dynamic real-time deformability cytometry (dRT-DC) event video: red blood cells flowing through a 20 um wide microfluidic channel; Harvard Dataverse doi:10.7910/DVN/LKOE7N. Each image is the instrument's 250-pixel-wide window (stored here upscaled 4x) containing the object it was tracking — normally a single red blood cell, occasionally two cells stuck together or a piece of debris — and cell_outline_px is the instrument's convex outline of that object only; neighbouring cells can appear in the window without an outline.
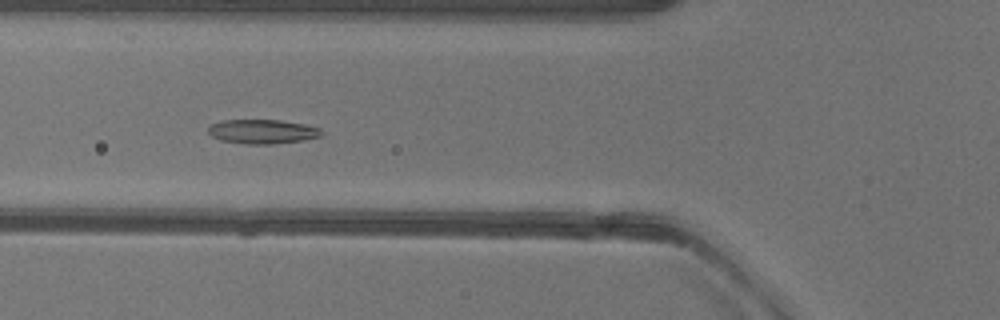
{"species": "common noctule bat (a hibernating species)", "species_latin": "Nyctalus noctula", "temperature_condition": "warm", "stored_images_in_passage": 9, "camera_frame_rate_fps": 3000, "um_per_image_px": 0.085, "animal": {"sex": "female"}, "frame": {"image": 1, "passage_image": 6, "time_ms": 1.667, "image_size_px": [1000, 320], "cell_outline_px": [[324, 132], [320, 136], [304, 140], [272, 144], [248, 144], [220, 140], [212, 136], [208, 132], [208, 128], [212, 124], [224, 120], [280, 120], [304, 124], [320, 128]], "centroid_in_image_um": [22.32, 11.18], "position_along_channel_um": 103.5, "area_um2": 15.95}}
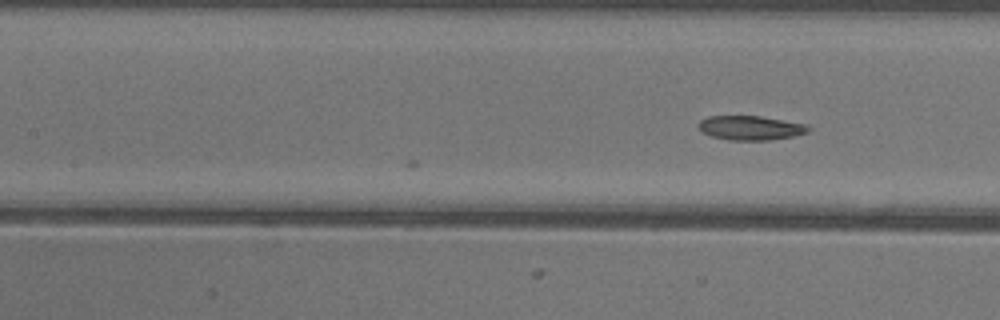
{"frame": {"image": 2, "passage_image": 9, "time_ms": 2.667, "image_size_px": [1000, 320], "cell_outline_px": [[812, 128], [808, 132], [792, 136], [772, 140], [728, 140], [712, 136], [700, 132], [696, 124], [700, 120], [708, 116], [760, 116], [808, 124]], "centroid_in_image_um": [63.78, 10.87], "position_along_channel_um": 143.6, "area_um2": 15.78}}